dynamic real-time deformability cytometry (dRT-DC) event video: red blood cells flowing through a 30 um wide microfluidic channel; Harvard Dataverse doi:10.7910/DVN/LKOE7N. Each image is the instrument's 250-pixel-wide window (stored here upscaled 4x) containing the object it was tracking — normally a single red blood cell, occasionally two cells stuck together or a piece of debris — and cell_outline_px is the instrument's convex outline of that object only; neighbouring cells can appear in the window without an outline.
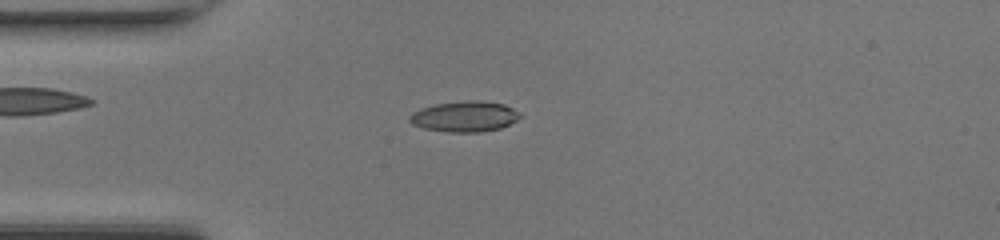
{"species": "common noctule bat (a hibernating species)", "species_latin": "Nyctalus noctula", "temperature_condition": "room temperature", "stored_images_in_passage": 37, "camera_frame_rate_fps": 3000, "um_per_image_px": 0.085, "animal": {"sex": "female", "body_mass_g": 17.0, "forearm_length_mm": 48.0}, "frame": {"image": 1, "passage_image": 2, "time_ms": 0.333, "image_size_px": [1000, 240], "cell_outline_px": [[524, 116], [500, 128], [480, 132], [448, 132], [424, 128], [412, 124], [408, 120], [408, 116], [412, 112], [436, 104], [464, 100], [480, 100], [504, 104], [520, 112]], "centroid_in_image_um": [39.51, 9.89], "position_along_channel_um": 45.5, "area_um2": 19.77}}
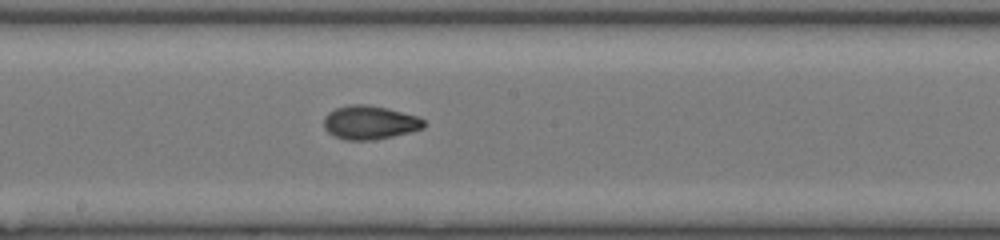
{"frame": {"image": 2, "passage_image": 15, "time_ms": 4.667, "image_size_px": [1000, 240], "cell_outline_px": [[424, 128], [392, 136], [372, 140], [348, 140], [336, 136], [328, 132], [324, 128], [324, 116], [328, 112], [336, 108], [348, 104], [368, 104], [388, 108], [416, 116], [424, 120]], "centroid_in_image_um": [31.4, 10.39], "position_along_channel_um": 216.8, "area_um2": 19.54}}
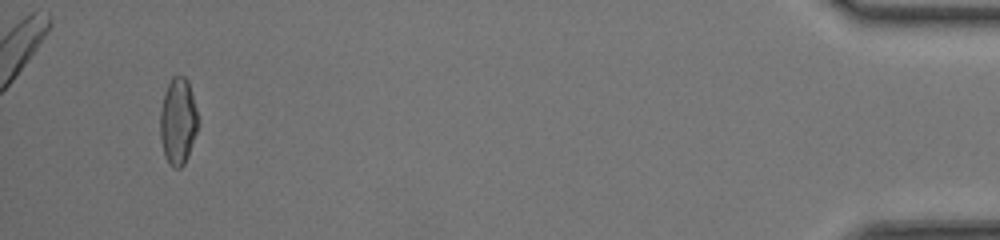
{"frame": {"image": 3, "passage_image": 35, "time_ms": 11.333, "image_size_px": [1000, 240], "cell_outline_px": [[200, 124], [188, 156], [184, 164], [180, 168], [172, 168], [168, 164], [164, 156], [160, 140], [160, 112], [164, 92], [172, 76], [184, 76], [188, 80], [200, 120]], "centroid_in_image_um": [15.14, 10.33], "position_along_channel_um": 420.1, "area_um2": 19.65}, "authors_computed_cell_mechanics": {"area_um2": 19.0162, "velocity_mm_per_s": 4.3179, "shape_relaxation_time_tau1_ms": 5.805, "shape_relaxation_time_tau2_ms": 1.9661, "deformation_change_tau1": 0.2026, "deformation_change_tau2": 0.0483}}